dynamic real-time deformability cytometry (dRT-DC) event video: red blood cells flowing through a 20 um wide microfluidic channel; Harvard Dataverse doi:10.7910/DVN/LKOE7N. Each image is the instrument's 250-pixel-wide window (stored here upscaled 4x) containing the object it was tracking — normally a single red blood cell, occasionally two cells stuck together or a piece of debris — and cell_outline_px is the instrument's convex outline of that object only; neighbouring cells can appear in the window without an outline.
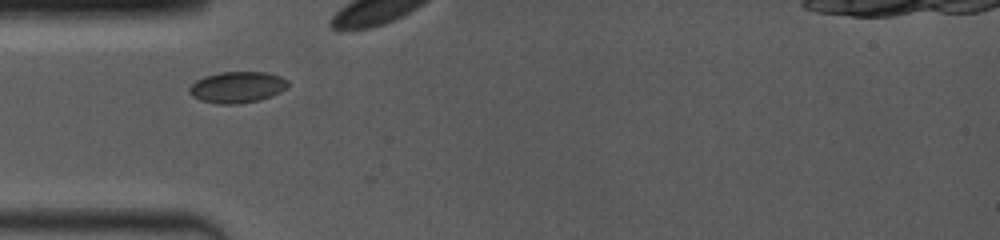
{"species": "common noctule bat (a hibernating species)", "species_latin": "Nyctalus noctula", "temperature_condition": "room temperature", "stored_images_in_passage": 50, "camera_frame_rate_fps": 4000, "um_per_image_px": 0.085, "animal": {"sex": "female", "body_mass_g": 19.0, "forearm_length_mm": 53.3}, "frame": {"image": 1, "passage_image": 2, "time_ms": 0.25, "image_size_px": [1000, 240], "cell_outline_px": [[288, 84], [280, 92], [260, 100], [236, 104], [216, 104], [200, 100], [192, 96], [188, 92], [188, 88], [196, 80], [204, 76], [220, 72], [268, 72], [280, 76], [288, 80]], "centroid_in_image_um": [20.13, 7.41], "position_along_channel_um": 64.9, "area_um2": 18.03}}
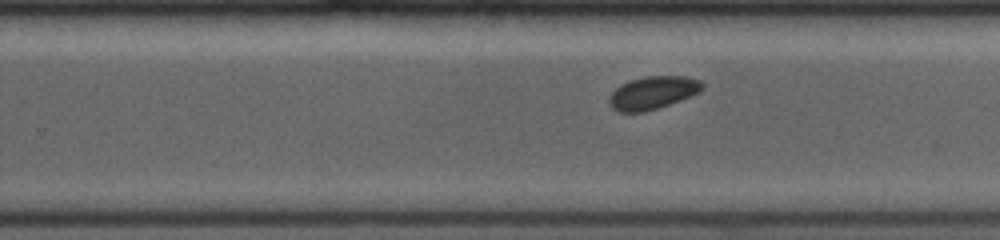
{"frame": {"image": 2, "passage_image": 32, "time_ms": 5.5, "image_size_px": [1000, 240], "cell_outline_px": [[704, 84], [700, 92], [680, 100], [644, 112], [616, 112], [608, 104], [608, 100], [612, 92], [620, 84], [632, 80], [648, 76], [684, 76], [700, 80]], "centroid_in_image_um": [55.46, 7.89], "position_along_channel_um": 274.3, "area_um2": 17.74}}
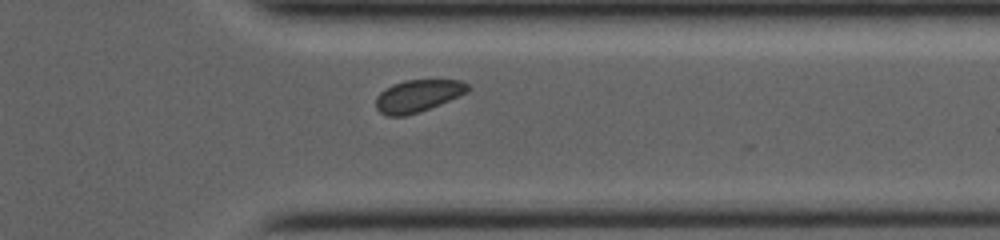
{"frame": {"image": 3, "passage_image": 44, "time_ms": 8.0, "image_size_px": [1000, 240], "cell_outline_px": [[468, 92], [440, 104], [404, 116], [388, 116], [380, 112], [376, 108], [376, 96], [380, 92], [392, 84], [404, 80], [464, 80], [468, 84]], "centroid_in_image_um": [35.5, 8.13], "position_along_channel_um": 375.9, "area_um2": 17.11}}